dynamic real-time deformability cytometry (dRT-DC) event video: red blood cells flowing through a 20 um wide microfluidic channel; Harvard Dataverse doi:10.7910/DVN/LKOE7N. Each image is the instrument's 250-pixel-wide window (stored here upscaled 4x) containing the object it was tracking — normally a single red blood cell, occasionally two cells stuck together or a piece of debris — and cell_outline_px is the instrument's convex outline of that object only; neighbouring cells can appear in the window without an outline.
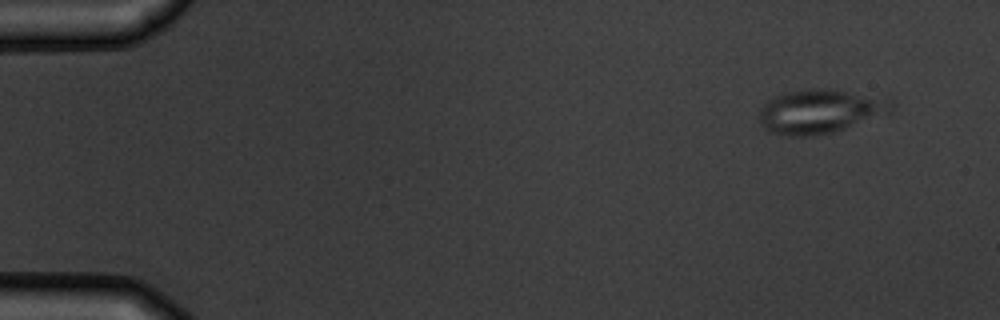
{"species": "common noctule bat (a hibernating species)", "species_latin": "Nyctalus noctula", "temperature_condition": "warm", "stored_images_in_passage": 6, "camera_frame_rate_fps": 3000, "um_per_image_px": 0.085, "animal": {"sex": "male", "body_mass_g": 19.5, "forearm_length_mm": 54.6}, "frame": {"image": 1, "passage_image": 1, "time_ms": 0.0, "image_size_px": [1000, 320], "cell_outline_px": [[892, 112], [832, 132], [816, 136], [788, 136], [772, 132], [764, 128], [760, 124], [760, 108], [768, 100], [784, 92], [812, 88], [828, 88], [892, 92]], "centroid_in_image_um": [69.89, 9.39], "position_along_channel_um": 15.1, "area_um2": 35.43}}